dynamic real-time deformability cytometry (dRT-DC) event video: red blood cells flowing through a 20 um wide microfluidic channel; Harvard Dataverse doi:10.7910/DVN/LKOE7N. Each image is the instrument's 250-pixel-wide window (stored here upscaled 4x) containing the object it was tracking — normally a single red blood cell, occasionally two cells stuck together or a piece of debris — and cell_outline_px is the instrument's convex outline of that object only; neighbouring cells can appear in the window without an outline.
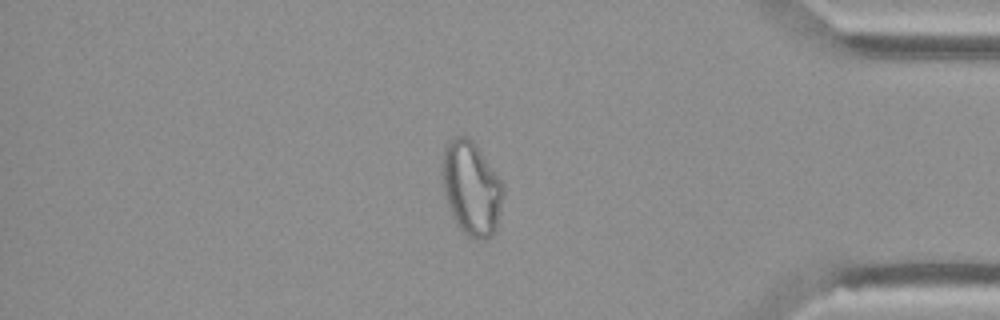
{"species": "Egyptian fruit bat (a non-hibernating species)", "species_latin": "Rousettus aegyptiacus", "temperature_condition": "cold", "stored_images_in_passage": 55, "camera_frame_rate_fps": 3000, "um_per_image_px": 0.085, "animal": {"sex": "female"}, "frame": {"image": 1, "passage_image": 47, "time_ms": 15.333, "image_size_px": [1000, 320], "cell_outline_px": [[504, 192], [496, 232], [492, 236], [484, 240], [476, 240], [468, 236], [456, 224], [452, 216], [444, 192], [440, 168], [444, 144], [448, 140], [456, 136], [464, 136], [472, 140], [476, 144], [500, 180], [504, 188]], "centroid_in_image_um": [40.04, 16.0], "position_along_channel_um": 395.2, "area_um2": 33.76}}